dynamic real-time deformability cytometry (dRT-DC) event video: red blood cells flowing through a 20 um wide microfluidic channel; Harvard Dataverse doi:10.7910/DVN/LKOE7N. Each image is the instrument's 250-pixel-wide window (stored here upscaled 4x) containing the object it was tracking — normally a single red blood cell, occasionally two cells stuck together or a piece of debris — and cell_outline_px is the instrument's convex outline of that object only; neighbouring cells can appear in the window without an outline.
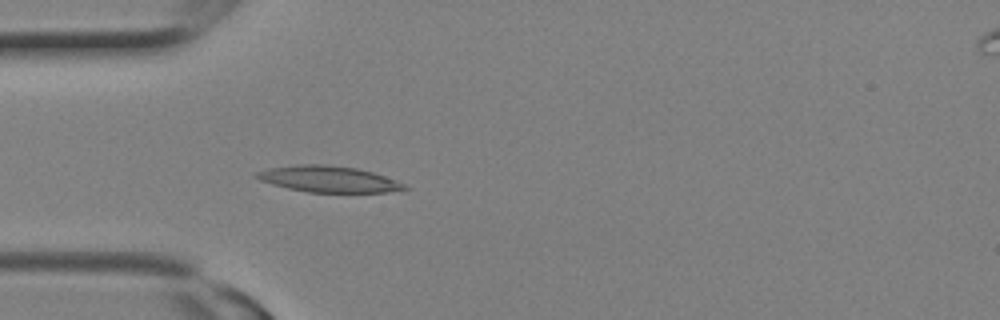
{"species": "Egyptian fruit bat (a non-hibernating species)", "species_latin": "Rousettus aegyptiacus", "temperature_condition": "room temperature", "stored_images_in_passage": 7, "camera_frame_rate_fps": 3000, "um_per_image_px": 0.085, "animal": {"sex": "female"}, "frame": {"image": 1, "passage_image": 7, "time_ms": 2.0, "image_size_px": [1000, 320], "cell_outline_px": [[408, 188], [388, 192], [308, 192], [288, 188], [272, 184], [260, 180], [252, 176], [256, 172], [268, 168], [296, 164], [328, 164], [356, 168], [372, 172], [396, 180], [404, 184]], "centroid_in_image_um": [27.87, 15.21], "position_along_channel_um": 57.1, "area_um2": 22.54}}